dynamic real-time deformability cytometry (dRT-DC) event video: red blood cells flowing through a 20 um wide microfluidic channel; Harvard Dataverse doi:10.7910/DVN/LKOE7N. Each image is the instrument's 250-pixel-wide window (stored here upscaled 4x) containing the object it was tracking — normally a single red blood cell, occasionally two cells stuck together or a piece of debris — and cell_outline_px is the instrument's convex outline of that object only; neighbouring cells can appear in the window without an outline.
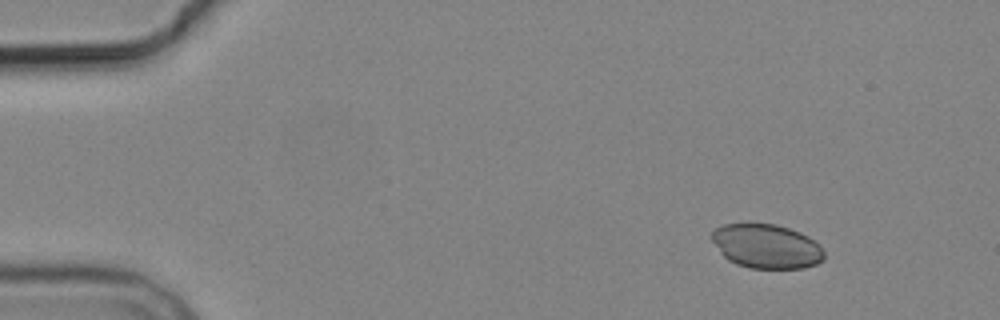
{"species": "common noctule bat (a hibernating species)", "species_latin": "Nyctalus noctula", "temperature_condition": "cold", "stored_images_in_passage": 5, "camera_frame_rate_fps": 3000, "um_per_image_px": 0.085, "animal": {"sex": "male", "body_mass_g": 19.2, "forearm_length_mm": 51.8}, "frame": {"image": 1, "passage_image": 2, "time_ms": 1.667, "image_size_px": [1000, 320], "cell_outline_px": [[824, 260], [816, 264], [804, 268], [748, 268], [736, 264], [728, 260], [720, 252], [708, 236], [716, 228], [724, 224], [776, 224], [800, 232], [808, 236], [824, 252]], "centroid_in_image_um": [65.11, 20.94], "position_along_channel_um": 19.9, "area_um2": 28.9}}